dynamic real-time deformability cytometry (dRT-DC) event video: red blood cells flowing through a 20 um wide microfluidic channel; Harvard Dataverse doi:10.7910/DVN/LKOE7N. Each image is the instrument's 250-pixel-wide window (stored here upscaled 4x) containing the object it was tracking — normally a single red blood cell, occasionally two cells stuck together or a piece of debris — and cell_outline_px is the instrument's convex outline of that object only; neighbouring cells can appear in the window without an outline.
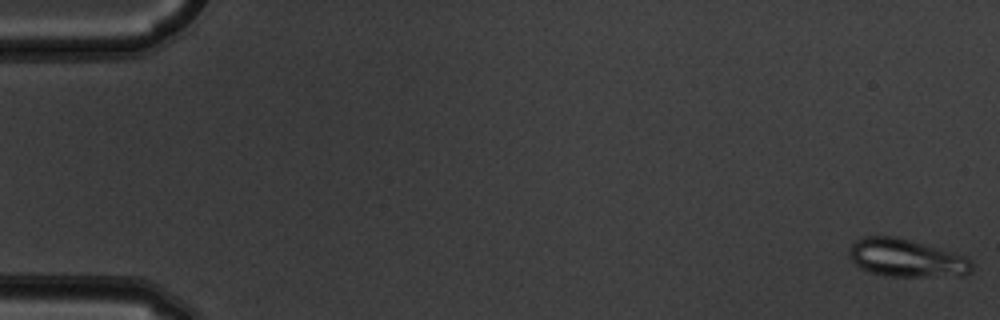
{"species": "common noctule bat (a hibernating species)", "species_latin": "Nyctalus noctula", "temperature_condition": "warm", "stored_images_in_passage": 6, "camera_frame_rate_fps": 3000, "um_per_image_px": 0.085, "animal": {"sex": "male", "body_mass_g": 19.5, "forearm_length_mm": 54.6}, "frame": {"image": 1, "passage_image": 1, "time_ms": 0.0, "image_size_px": [1000, 320], "cell_outline_px": [[972, 272], [964, 276], [884, 276], [860, 268], [848, 256], [848, 248], [856, 240], [864, 236], [896, 236], [964, 256], [972, 260]], "centroid_in_image_um": [77.02, 21.94], "position_along_channel_um": 8.0, "area_um2": 27.05}}